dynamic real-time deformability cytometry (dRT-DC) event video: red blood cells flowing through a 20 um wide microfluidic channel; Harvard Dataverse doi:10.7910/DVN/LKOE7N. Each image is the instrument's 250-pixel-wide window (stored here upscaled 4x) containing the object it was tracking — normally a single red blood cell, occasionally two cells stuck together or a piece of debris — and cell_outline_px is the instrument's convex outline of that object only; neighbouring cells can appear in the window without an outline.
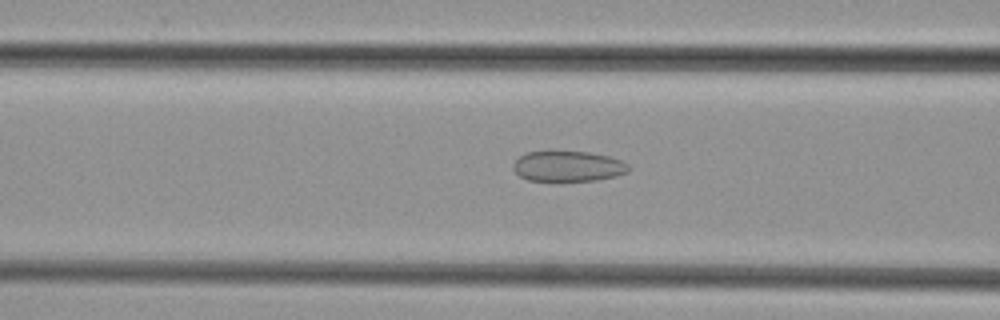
{"species": "common noctule bat (a hibernating species)", "species_latin": "Nyctalus noctula", "temperature_condition": "cold", "stored_images_in_passage": 48, "camera_frame_rate_fps": 3000, "um_per_image_px": 0.085, "animal": {"sex": "female", "body_mass_g": 29.2, "forearm_length_mm": 56.3}, "frame": {"image": 1, "passage_image": 19, "time_ms": 6.0, "image_size_px": [1000, 320], "cell_outline_px": [[628, 172], [616, 176], [596, 180], [528, 180], [520, 176], [512, 168], [512, 164], [520, 156], [528, 152], [588, 152], [608, 156], [620, 160], [628, 164]], "centroid_in_image_um": [48.28, 14.13], "position_along_channel_um": 118.3, "area_um2": 20.11}}
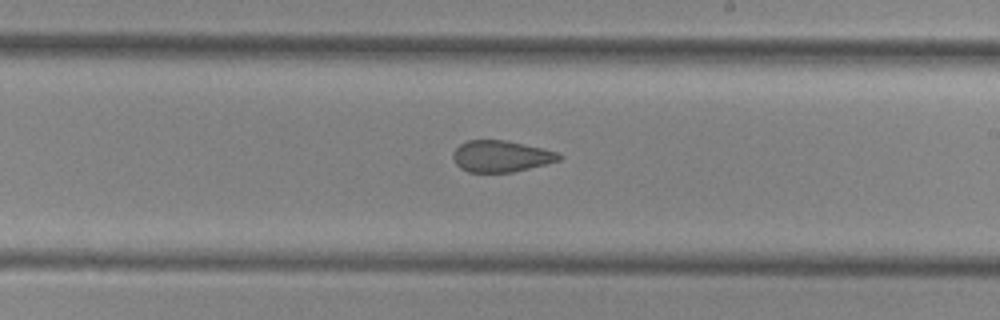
{"frame": {"image": 2, "passage_image": 28, "time_ms": 9.0, "image_size_px": [1000, 320], "cell_outline_px": [[564, 156], [560, 160], [512, 172], [468, 172], [460, 168], [456, 164], [452, 156], [452, 152], [460, 144], [468, 140], [508, 140], [544, 148], [560, 152]], "centroid_in_image_um": [42.6, 13.27], "position_along_channel_um": 246.4, "area_um2": 19.59}}
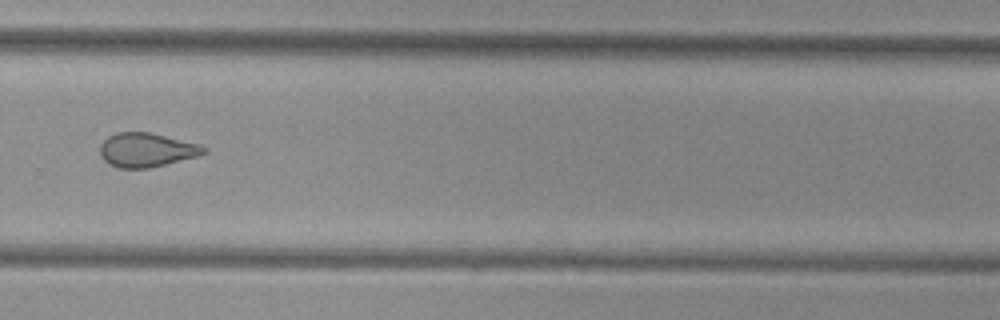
{"frame": {"image": 3, "passage_image": 33, "time_ms": 10.667, "image_size_px": [1000, 320], "cell_outline_px": [[208, 152], [196, 156], [148, 168], [116, 168], [108, 164], [100, 156], [100, 144], [108, 136], [116, 132], [152, 132], [196, 144], [208, 148]], "centroid_in_image_um": [12.4, 12.74], "position_along_channel_um": 317.4, "area_um2": 20.52}}